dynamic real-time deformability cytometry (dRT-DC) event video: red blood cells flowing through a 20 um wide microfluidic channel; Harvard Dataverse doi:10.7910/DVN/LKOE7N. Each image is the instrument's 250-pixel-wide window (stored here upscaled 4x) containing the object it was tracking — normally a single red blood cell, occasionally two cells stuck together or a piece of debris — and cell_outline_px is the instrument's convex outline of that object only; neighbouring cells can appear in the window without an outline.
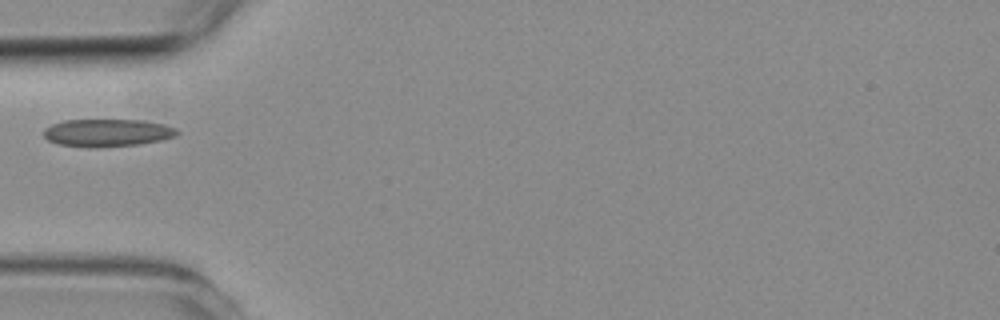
{"species": "common noctule bat (a hibernating species)", "species_latin": "Nyctalus noctula", "temperature_condition": "room temperature", "stored_images_in_passage": 2, "camera_frame_rate_fps": 3000, "um_per_image_px": 0.085, "animal": {"sex": "female", "body_mass_g": 19.3, "forearm_length_mm": 54.1}, "frame": {"image": 1, "passage_image": 1, "time_ms": 0.0, "image_size_px": [1000, 320], "cell_outline_px": [[180, 132], [176, 136], [160, 140], [140, 144], [92, 148], [60, 144], [48, 140], [44, 136], [44, 128], [52, 124], [64, 120], [144, 120], [164, 124], [176, 128]], "centroid_in_image_um": [9.14, 11.28], "position_along_channel_um": 75.9, "area_um2": 21.5}}
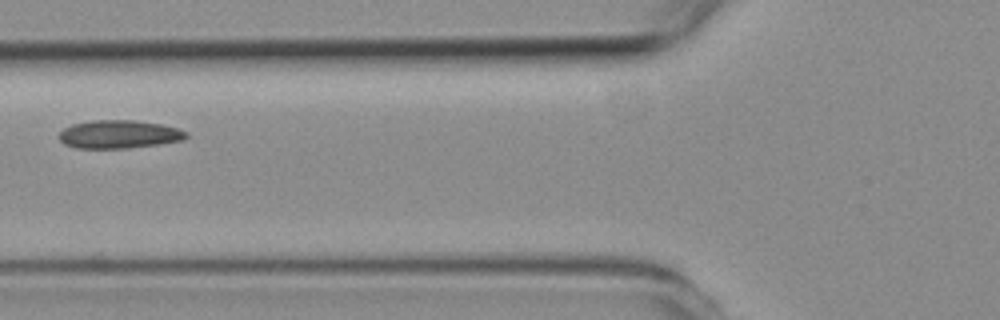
{"frame": {"image": 2, "passage_image": 2, "time_ms": 1.0, "image_size_px": [1000, 320], "cell_outline_px": [[188, 136], [184, 140], [160, 144], [124, 148], [76, 148], [64, 144], [56, 136], [64, 128], [72, 124], [92, 120], [132, 120], [160, 124], [176, 128], [188, 132]], "centroid_in_image_um": [10.09, 11.41], "position_along_channel_um": 115.7, "area_um2": 20.92}}